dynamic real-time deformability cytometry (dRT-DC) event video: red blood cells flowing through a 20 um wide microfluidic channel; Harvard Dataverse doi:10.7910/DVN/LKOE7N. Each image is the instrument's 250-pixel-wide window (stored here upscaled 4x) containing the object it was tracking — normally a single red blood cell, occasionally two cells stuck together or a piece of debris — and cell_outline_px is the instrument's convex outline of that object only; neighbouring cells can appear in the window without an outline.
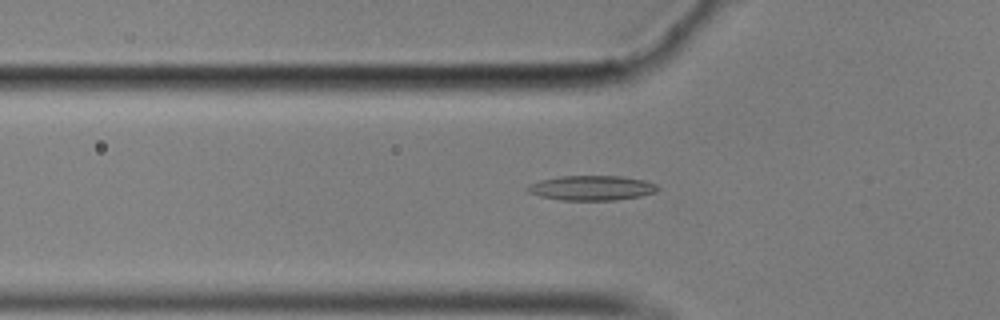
{"species": "common noctule bat (a hibernating species)", "species_latin": "Nyctalus noctula", "temperature_condition": "cold", "stored_images_in_passage": 25, "camera_frame_rate_fps": 3000, "um_per_image_px": 0.085, "animal": {"sex": "male", "body_mass_g": 17.9}, "frame": {"image": 1, "passage_image": 8, "time_ms": 2.333, "image_size_px": [1000, 320], "cell_outline_px": [[660, 188], [656, 192], [640, 196], [616, 200], [560, 200], [540, 196], [528, 192], [524, 188], [528, 184], [540, 180], [560, 176], [620, 176], [644, 180], [656, 184]], "centroid_in_image_um": [50.27, 15.97], "position_along_channel_um": 75.5, "area_um2": 18.9}}
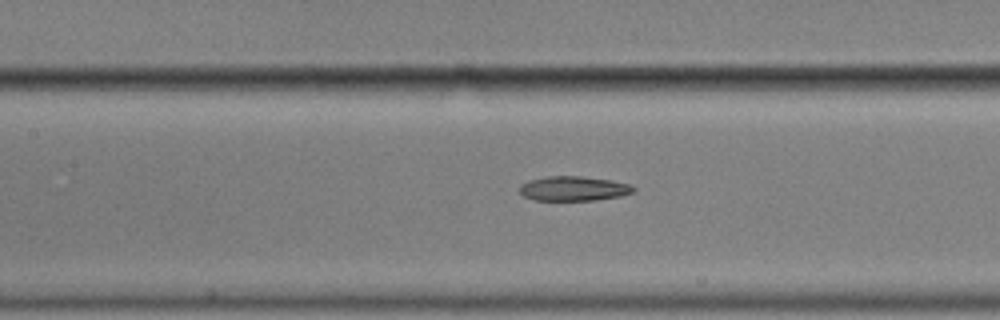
{"frame": {"image": 2, "passage_image": 15, "time_ms": 4.667, "image_size_px": [1000, 320], "cell_outline_px": [[636, 188], [632, 192], [620, 196], [596, 200], [532, 200], [524, 196], [520, 192], [520, 184], [528, 180], [544, 176], [580, 176], [608, 180], [628, 184]], "centroid_in_image_um": [48.69, 16.02], "position_along_channel_um": 158.7, "area_um2": 16.24}}
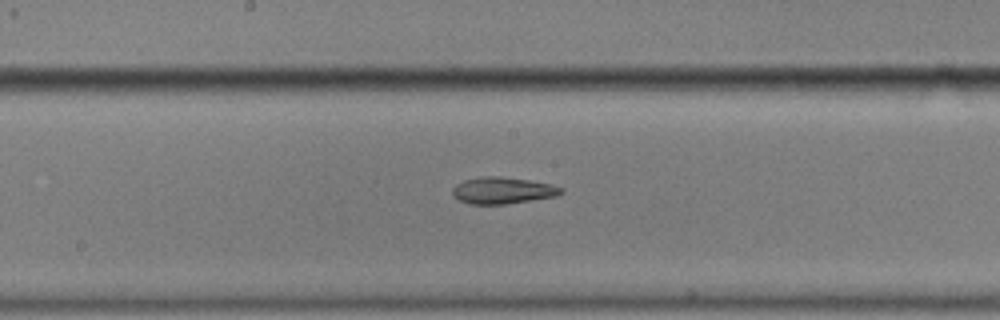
{"frame": {"image": 3, "passage_image": 19, "time_ms": 6.0, "image_size_px": [1000, 320], "cell_outline_px": [[564, 192], [556, 196], [532, 200], [504, 204], [468, 204], [452, 196], [452, 188], [456, 184], [464, 180], [484, 176], [500, 176], [528, 180], [552, 184], [564, 188]], "centroid_in_image_um": [42.72, 16.19], "position_along_channel_um": 205.5, "area_um2": 16.94}}